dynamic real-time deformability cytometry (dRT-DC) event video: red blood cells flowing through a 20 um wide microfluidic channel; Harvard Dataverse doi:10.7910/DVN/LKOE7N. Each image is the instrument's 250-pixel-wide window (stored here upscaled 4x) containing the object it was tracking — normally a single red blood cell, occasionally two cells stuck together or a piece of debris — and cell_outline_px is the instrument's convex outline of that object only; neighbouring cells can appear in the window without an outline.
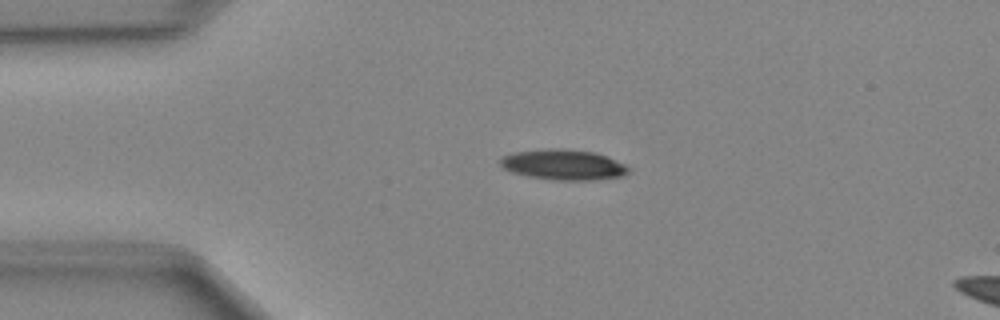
{"species": "Egyptian fruit bat (a non-hibernating species)", "species_latin": "Rousettus aegyptiacus", "temperature_condition": "cold", "stored_images_in_passage": 33, "camera_frame_rate_fps": 3000, "um_per_image_px": 0.085, "animal": {"sex": "female"}, "frame": {"image": 1, "passage_image": 1, "time_ms": 0.0, "image_size_px": [1000, 320], "cell_outline_px": [[632, 172], [624, 176], [596, 180], [552, 180], [528, 176], [512, 172], [504, 168], [500, 164], [500, 156], [512, 152], [544, 148], [564, 148], [596, 152], [608, 156], [632, 168]], "centroid_in_image_um": [47.93, 13.99], "position_along_channel_um": 37.1, "area_um2": 23.35}}
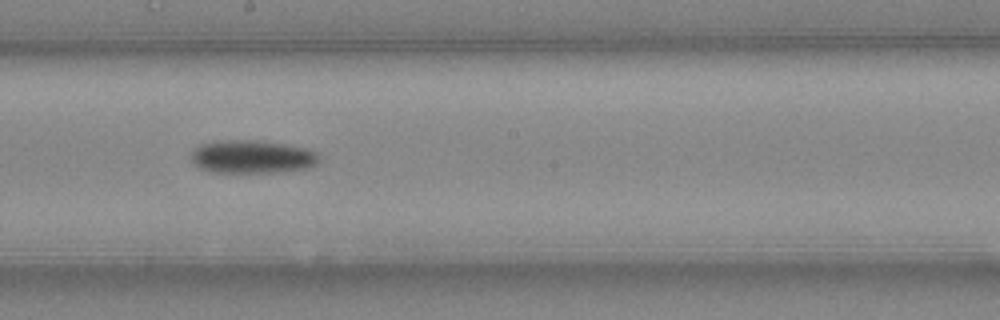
{"frame": {"image": 2, "passage_image": 17, "time_ms": 5.333, "image_size_px": [1000, 320], "cell_outline_px": [[320, 160], [316, 164], [308, 168], [280, 172], [208, 172], [192, 164], [188, 156], [200, 144], [216, 140], [256, 140], [284, 144], [308, 148], [316, 152], [320, 156]], "centroid_in_image_um": [21.4, 13.32], "position_along_channel_um": 226.8, "area_um2": 25.14}}
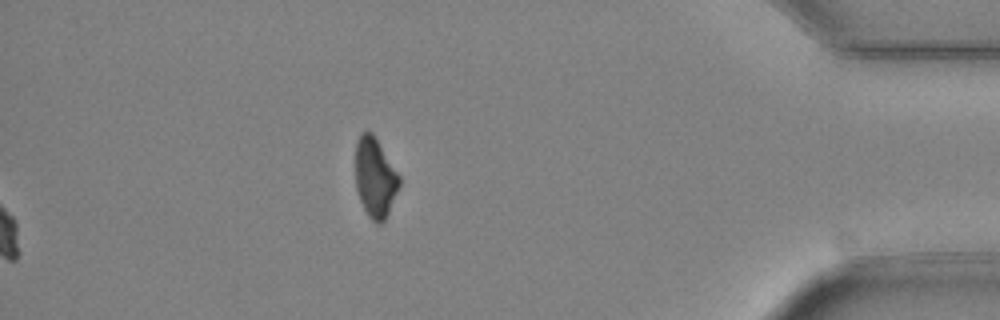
{"frame": {"image": 3, "passage_image": 33, "time_ms": 10.667, "image_size_px": [1000, 320], "cell_outline_px": [[400, 188], [384, 220], [380, 224], [376, 224], [368, 216], [360, 200], [356, 188], [356, 140], [360, 132], [372, 132], [400, 176]], "centroid_in_image_um": [31.88, 15.1], "position_along_channel_um": 403.3, "area_um2": 20.29}}